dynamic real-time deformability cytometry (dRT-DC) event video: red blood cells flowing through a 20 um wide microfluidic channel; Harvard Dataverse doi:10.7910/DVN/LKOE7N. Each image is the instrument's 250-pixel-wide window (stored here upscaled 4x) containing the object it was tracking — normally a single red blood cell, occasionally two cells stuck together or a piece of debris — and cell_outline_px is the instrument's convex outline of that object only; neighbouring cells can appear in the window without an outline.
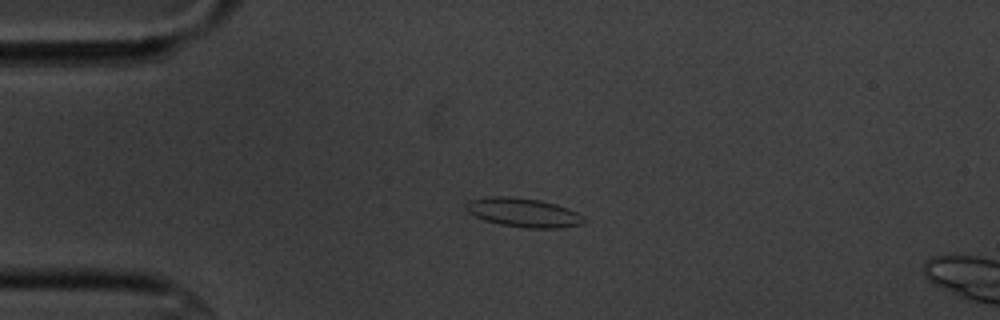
{"species": "common noctule bat (a hibernating species)", "species_latin": "Nyctalus noctula", "temperature_condition": "cold", "stored_images_in_passage": 4, "camera_frame_rate_fps": 3000, "um_per_image_px": 0.085, "animal": {"sex": "male", "body_mass_g": 20.1, "forearm_length_mm": 53.5}, "frame": {"image": 1, "passage_image": 3, "time_ms": 2.333, "image_size_px": [1000, 320], "cell_outline_px": [[584, 224], [560, 228], [528, 228], [500, 224], [484, 220], [468, 212], [464, 208], [464, 204], [472, 200], [492, 196], [508, 196], [540, 200], [556, 204], [576, 212], [584, 216]], "centroid_in_image_um": [44.49, 18.07], "position_along_channel_um": 40.5, "area_um2": 19.83}}